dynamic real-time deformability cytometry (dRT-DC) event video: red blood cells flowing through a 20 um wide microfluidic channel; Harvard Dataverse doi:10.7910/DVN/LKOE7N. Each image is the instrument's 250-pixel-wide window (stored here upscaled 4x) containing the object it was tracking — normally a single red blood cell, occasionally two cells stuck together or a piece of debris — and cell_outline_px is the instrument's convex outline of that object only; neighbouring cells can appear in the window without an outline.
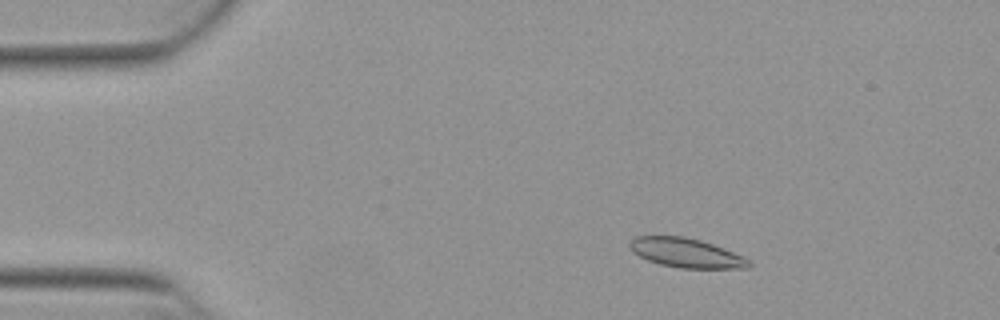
{"species": "Egyptian fruit bat (a non-hibernating species)", "species_latin": "Rousettus aegyptiacus", "temperature_condition": "warm", "stored_images_in_passage": 49, "camera_frame_rate_fps": 3000, "um_per_image_px": 0.085, "animal": {"sex": "female"}, "frame": {"image": 1, "passage_image": 5, "time_ms": 1.333, "image_size_px": [1000, 320], "cell_outline_px": [[752, 264], [748, 268], [680, 268], [660, 264], [648, 260], [632, 252], [628, 244], [636, 236], [684, 236], [700, 240], [724, 248], [744, 256]], "centroid_in_image_um": [58.33, 21.49], "position_along_channel_um": 26.7, "area_um2": 20.29}}
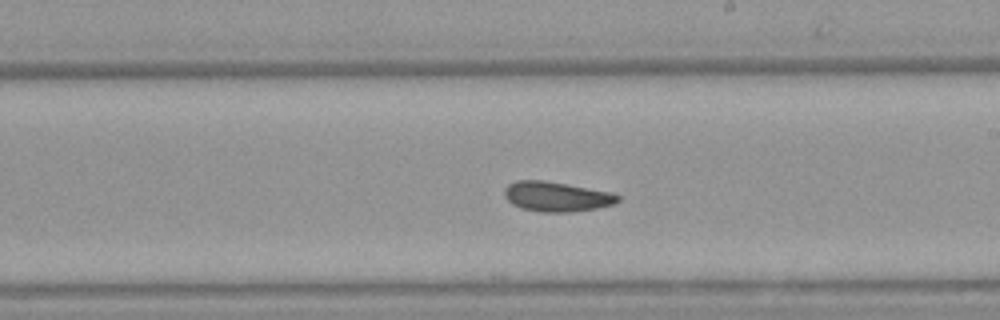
{"frame": {"image": 2, "passage_image": 27, "time_ms": 8.667, "image_size_px": [1000, 320], "cell_outline_px": [[620, 200], [612, 204], [596, 208], [568, 212], [540, 212], [520, 208], [512, 204], [504, 196], [504, 188], [508, 184], [516, 180], [544, 180], [568, 184], [612, 192], [620, 196]], "centroid_in_image_um": [47.28, 16.7], "position_along_channel_um": 241.7, "area_um2": 19.83}}
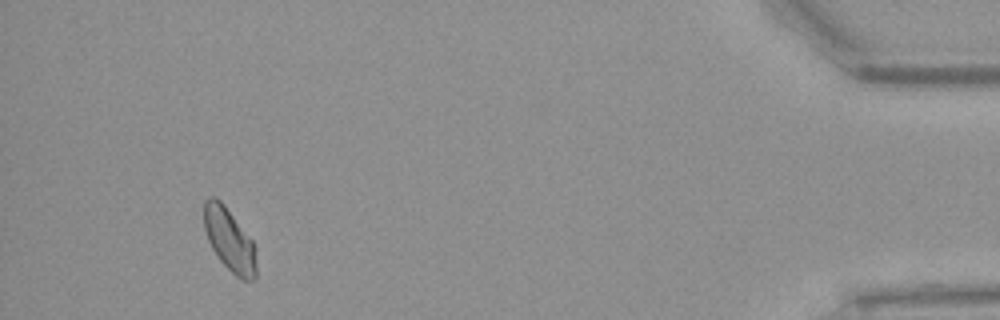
{"frame": {"image": 3, "passage_image": 46, "time_ms": 15.0, "image_size_px": [1000, 320], "cell_outline_px": [[256, 276], [252, 280], [240, 280], [220, 260], [212, 248], [208, 240], [204, 228], [204, 200], [208, 196], [216, 196], [224, 204], [252, 240], [256, 264]], "centroid_in_image_um": [19.47, 20.36], "position_along_channel_um": 415.7, "area_um2": 19.02}, "authors_computed_cell_mechanics": {"area_um2": 19.8254, "velocity_mm_per_s": 3.837, "shape_relaxation_time_tau1_ms": null, "shape_relaxation_time_tau2_ms": 3.0328, "deformation_change_tau1": null, "deformation_change_tau2": 0.0539}}